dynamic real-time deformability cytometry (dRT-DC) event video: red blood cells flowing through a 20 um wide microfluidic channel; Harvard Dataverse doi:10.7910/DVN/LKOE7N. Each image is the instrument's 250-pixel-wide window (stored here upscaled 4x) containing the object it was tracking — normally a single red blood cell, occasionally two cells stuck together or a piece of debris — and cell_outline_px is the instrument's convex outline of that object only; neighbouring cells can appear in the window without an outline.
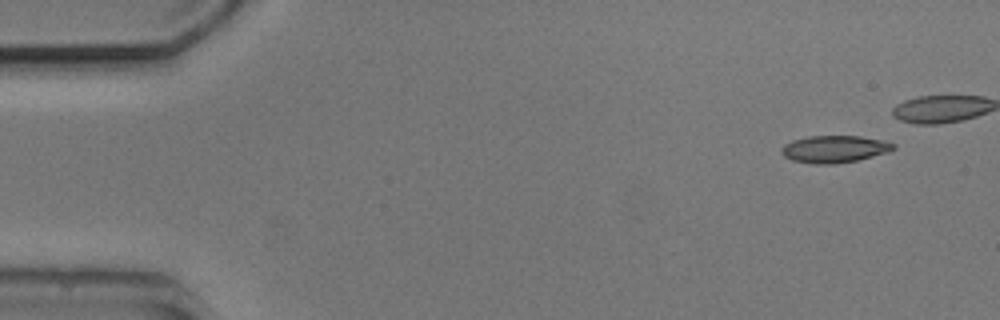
{"species": "common noctule bat (a hibernating species)", "species_latin": "Nyctalus noctula", "temperature_condition": "cold", "stored_images_in_passage": 8, "camera_frame_rate_fps": 3000, "um_per_image_px": 0.085, "animal": {"sex": "male", "body_mass_g": 20.5, "forearm_length_mm": 52.5}, "frame": {"image": 1, "passage_image": 1, "time_ms": 0.0, "image_size_px": [1000, 320], "cell_outline_px": [[896, 148], [888, 152], [856, 160], [832, 164], [816, 164], [792, 160], [784, 156], [780, 152], [780, 148], [784, 144], [792, 140], [808, 136], [860, 136], [880, 140], [896, 144]], "centroid_in_image_um": [70.89, 12.66], "position_along_channel_um": 14.1, "area_um2": 17.63}}